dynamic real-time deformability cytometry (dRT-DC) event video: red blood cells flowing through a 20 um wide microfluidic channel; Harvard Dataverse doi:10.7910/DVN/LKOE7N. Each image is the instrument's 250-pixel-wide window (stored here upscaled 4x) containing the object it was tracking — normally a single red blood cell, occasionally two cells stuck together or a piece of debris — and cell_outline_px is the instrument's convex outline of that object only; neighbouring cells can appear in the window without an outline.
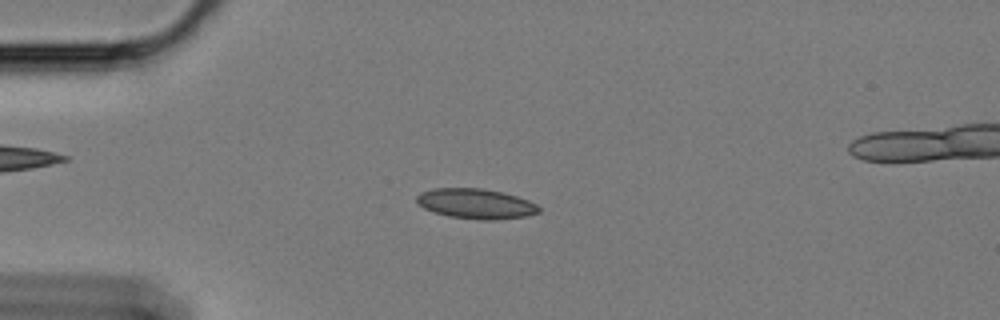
{"species": "Egyptian fruit bat (a non-hibernating species)", "species_latin": "Rousettus aegyptiacus", "temperature_condition": "cold", "stored_images_in_passage": 56, "segment_of_instrument_passage": [1, 2], "camera_frame_rate_fps": 3000, "um_per_image_px": 0.085, "animal": {"sex": "female"}, "frame": {"image": 1, "passage_image": 11, "time_ms": 3.333, "image_size_px": [1000, 320], "cell_outline_px": [[540, 212], [528, 216], [496, 220], [480, 220], [448, 216], [424, 208], [416, 204], [416, 196], [420, 192], [432, 188], [480, 188], [504, 192], [528, 200], [536, 204], [540, 208]], "centroid_in_image_um": [40.44, 17.31], "position_along_channel_um": 44.6, "area_um2": 21.62}}
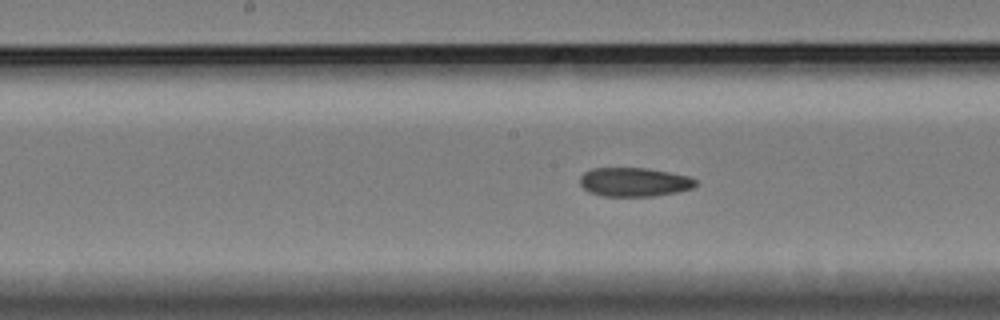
{"frame": {"image": 2, "passage_image": 26, "time_ms": 8.333, "image_size_px": [1000, 320], "cell_outline_px": [[696, 184], [692, 188], [676, 192], [652, 196], [600, 196], [588, 192], [580, 184], [580, 176], [584, 172], [592, 168], [648, 168], [688, 176], [696, 180]], "centroid_in_image_um": [53.86, 15.47], "position_along_channel_um": 194.3, "area_um2": 19.48}}
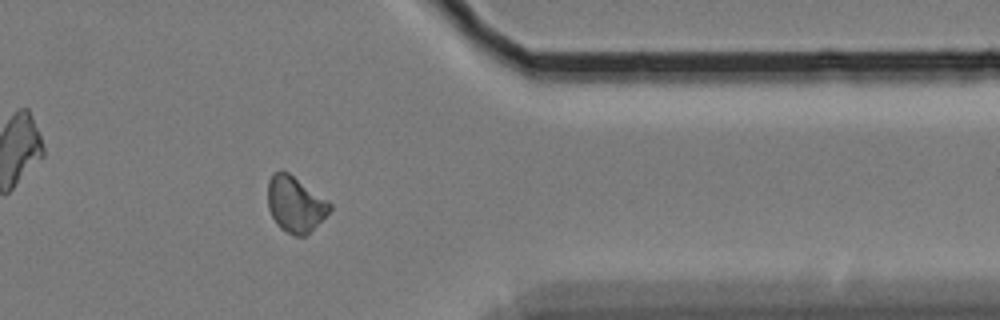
{"frame": {"image": 3, "passage_image": 44, "time_ms": 14.333, "image_size_px": [1000, 320], "cell_outline_px": [[332, 208], [304, 236], [292, 236], [280, 228], [276, 224], [268, 208], [268, 180], [272, 172], [288, 172], [332, 204]], "centroid_in_image_um": [25.05, 17.36], "position_along_channel_um": 386.3, "area_um2": 19.77}}